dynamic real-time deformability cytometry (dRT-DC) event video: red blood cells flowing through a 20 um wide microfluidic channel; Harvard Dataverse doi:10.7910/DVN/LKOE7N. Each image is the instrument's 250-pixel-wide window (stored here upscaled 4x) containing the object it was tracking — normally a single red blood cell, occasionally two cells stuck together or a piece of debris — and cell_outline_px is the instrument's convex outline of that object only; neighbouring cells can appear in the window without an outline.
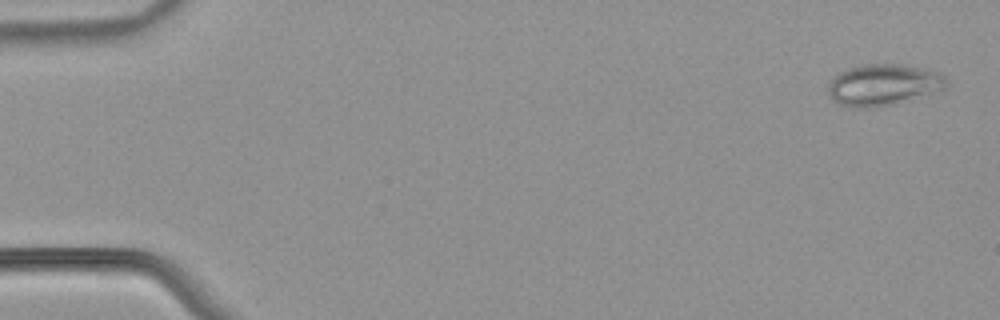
{"species": "common noctule bat (a hibernating species)", "species_latin": "Nyctalus noctula", "temperature_condition": "warm", "stored_images_in_passage": 53, "camera_frame_rate_fps": 3000, "um_per_image_px": 0.085, "animal": {"sex": "male", "body_mass_g": 21.5, "forearm_length_mm": 52.0}, "frame": {"image": 1, "passage_image": 2, "time_ms": 0.333, "image_size_px": [1000, 320], "cell_outline_px": [[948, 88], [944, 92], [892, 104], [872, 108], [852, 108], [836, 104], [832, 100], [828, 92], [828, 84], [832, 76], [848, 68], [864, 64], [904, 64], [924, 68], [940, 72], [948, 80]], "centroid_in_image_um": [75.14, 7.22], "position_along_channel_um": 9.9, "area_um2": 29.54}}
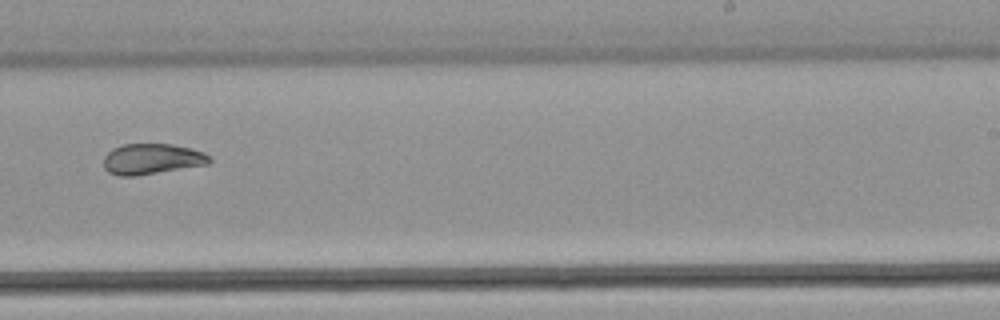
{"frame": {"image": 2, "passage_image": 34, "time_ms": 11.0, "image_size_px": [1000, 320], "cell_outline_px": [[212, 160], [208, 164], [136, 176], [120, 176], [108, 172], [104, 168], [104, 156], [112, 148], [124, 144], [172, 144], [192, 148], [204, 152]], "centroid_in_image_um": [12.9, 13.51], "position_along_channel_um": 276.1, "area_um2": 18.96}}
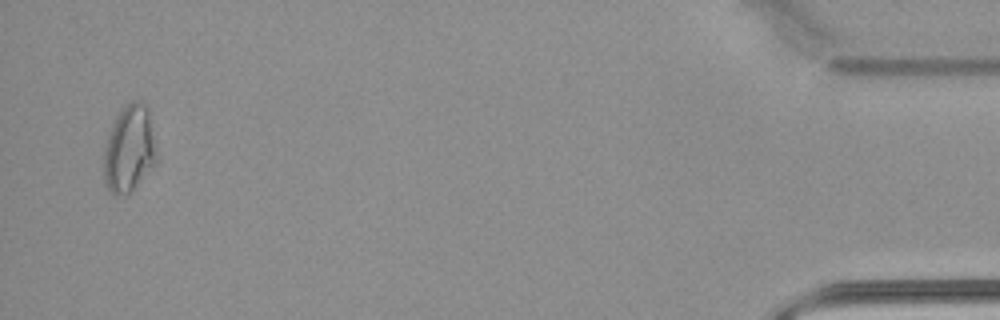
{"frame": {"image": 3, "passage_image": 52, "time_ms": 17.0, "image_size_px": [1000, 320], "cell_outline_px": [[156, 164], [124, 196], [116, 196], [108, 188], [104, 180], [100, 156], [112, 124], [116, 116], [132, 100], [144, 100], [148, 108], [156, 148]], "centroid_in_image_um": [10.94, 12.65], "position_along_channel_um": 424.3, "area_um2": 27.05}, "authors_computed_cell_mechanics": {"area_um2": 22.8888, "velocity_mm_per_s": 3.8384, "shape_relaxation_time_tau1_ms": null, "shape_relaxation_time_tau2_ms": 2.2446, "deformation_change_tau1": null, "deformation_change_tau2": 0.058}}